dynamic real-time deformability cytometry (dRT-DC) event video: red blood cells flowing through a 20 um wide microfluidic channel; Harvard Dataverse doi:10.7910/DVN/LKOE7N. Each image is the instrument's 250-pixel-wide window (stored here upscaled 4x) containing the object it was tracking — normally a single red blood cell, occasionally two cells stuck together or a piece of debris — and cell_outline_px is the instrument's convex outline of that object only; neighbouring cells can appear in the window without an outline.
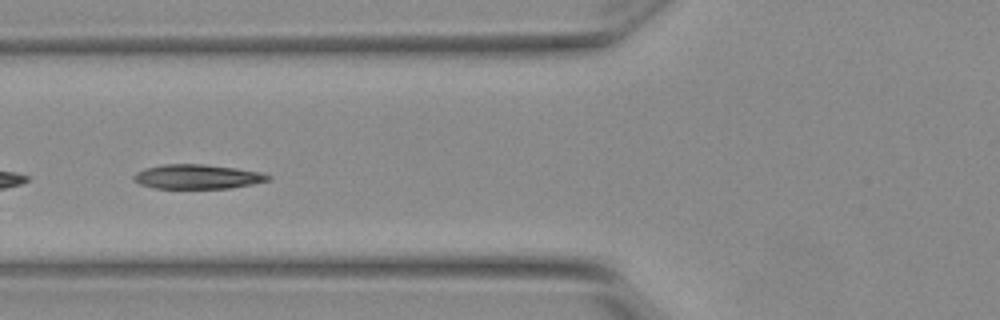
{"species": "Egyptian fruit bat (a non-hibernating species)", "species_latin": "Rousettus aegyptiacus", "temperature_condition": "warm", "stored_images_in_passage": 17, "camera_frame_rate_fps": 3000, "um_per_image_px": 0.085, "animal": {"sex": "female"}, "frame": {"image": 1, "passage_image": 8, "time_ms": 2.333, "image_size_px": [1000, 320], "cell_outline_px": [[272, 176], [268, 180], [252, 184], [228, 188], [156, 188], [140, 184], [132, 180], [132, 176], [136, 172], [144, 168], [164, 164], [204, 164], [260, 172]], "centroid_in_image_um": [16.71, 15.01], "position_along_channel_um": 109.1, "area_um2": 18.96}}